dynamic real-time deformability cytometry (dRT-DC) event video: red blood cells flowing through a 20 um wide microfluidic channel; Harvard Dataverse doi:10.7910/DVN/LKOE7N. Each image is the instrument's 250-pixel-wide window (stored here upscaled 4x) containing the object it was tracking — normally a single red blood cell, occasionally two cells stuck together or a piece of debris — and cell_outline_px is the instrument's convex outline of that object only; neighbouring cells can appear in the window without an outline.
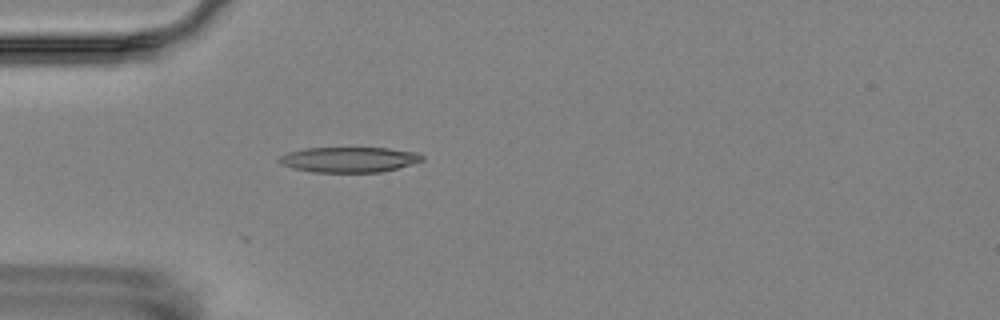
{"species": "Egyptian fruit bat (a non-hibernating species)", "species_latin": "Rousettus aegyptiacus", "temperature_condition": "room temperature", "stored_images_in_passage": 4, "camera_frame_rate_fps": 3000, "um_per_image_px": 0.085, "animal": {"sex": "female"}, "frame": {"image": 1, "passage_image": 4, "time_ms": 4.333, "image_size_px": [1000, 320], "cell_outline_px": [[424, 160], [396, 168], [380, 172], [312, 172], [292, 168], [280, 164], [276, 160], [280, 156], [288, 152], [304, 148], [388, 148], [416, 152], [424, 156]], "centroid_in_image_um": [29.62, 13.56], "position_along_channel_um": 55.4, "area_um2": 21.1}}